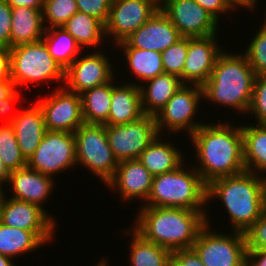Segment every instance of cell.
I'll list each match as a JSON object with an SVG mask.
<instances>
[{
    "label": "cell",
    "mask_w": 266,
    "mask_h": 266,
    "mask_svg": "<svg viewBox=\"0 0 266 266\" xmlns=\"http://www.w3.org/2000/svg\"><path fill=\"white\" fill-rule=\"evenodd\" d=\"M219 121L205 122L189 136L199 162L194 168L207 185L246 170L241 126Z\"/></svg>",
    "instance_id": "cell-1"
},
{
    "label": "cell",
    "mask_w": 266,
    "mask_h": 266,
    "mask_svg": "<svg viewBox=\"0 0 266 266\" xmlns=\"http://www.w3.org/2000/svg\"><path fill=\"white\" fill-rule=\"evenodd\" d=\"M134 229L145 240L170 251L192 248L206 223V211L140 207Z\"/></svg>",
    "instance_id": "cell-2"
},
{
    "label": "cell",
    "mask_w": 266,
    "mask_h": 266,
    "mask_svg": "<svg viewBox=\"0 0 266 266\" xmlns=\"http://www.w3.org/2000/svg\"><path fill=\"white\" fill-rule=\"evenodd\" d=\"M220 199L231 230L245 233L266 211V179L247 170L221 177L207 185V203Z\"/></svg>",
    "instance_id": "cell-3"
},
{
    "label": "cell",
    "mask_w": 266,
    "mask_h": 266,
    "mask_svg": "<svg viewBox=\"0 0 266 266\" xmlns=\"http://www.w3.org/2000/svg\"><path fill=\"white\" fill-rule=\"evenodd\" d=\"M227 52L219 55L210 78L202 86L203 99L247 115L256 74L244 53Z\"/></svg>",
    "instance_id": "cell-4"
},
{
    "label": "cell",
    "mask_w": 266,
    "mask_h": 266,
    "mask_svg": "<svg viewBox=\"0 0 266 266\" xmlns=\"http://www.w3.org/2000/svg\"><path fill=\"white\" fill-rule=\"evenodd\" d=\"M185 163L175 170L153 176L150 194L140 207H170L205 211L207 184L194 166ZM184 167V168H183Z\"/></svg>",
    "instance_id": "cell-5"
},
{
    "label": "cell",
    "mask_w": 266,
    "mask_h": 266,
    "mask_svg": "<svg viewBox=\"0 0 266 266\" xmlns=\"http://www.w3.org/2000/svg\"><path fill=\"white\" fill-rule=\"evenodd\" d=\"M11 80L15 87L59 82L64 84L65 70L49 54L43 40L20 44L10 48Z\"/></svg>",
    "instance_id": "cell-6"
},
{
    "label": "cell",
    "mask_w": 266,
    "mask_h": 266,
    "mask_svg": "<svg viewBox=\"0 0 266 266\" xmlns=\"http://www.w3.org/2000/svg\"><path fill=\"white\" fill-rule=\"evenodd\" d=\"M77 165H83L106 185L115 175L118 160L108 142L104 124L83 123L75 132Z\"/></svg>",
    "instance_id": "cell-7"
},
{
    "label": "cell",
    "mask_w": 266,
    "mask_h": 266,
    "mask_svg": "<svg viewBox=\"0 0 266 266\" xmlns=\"http://www.w3.org/2000/svg\"><path fill=\"white\" fill-rule=\"evenodd\" d=\"M210 222L207 212V224L200 231L192 247L202 263L205 266H245V234L239 231H230L232 234L213 231Z\"/></svg>",
    "instance_id": "cell-8"
},
{
    "label": "cell",
    "mask_w": 266,
    "mask_h": 266,
    "mask_svg": "<svg viewBox=\"0 0 266 266\" xmlns=\"http://www.w3.org/2000/svg\"><path fill=\"white\" fill-rule=\"evenodd\" d=\"M203 100V89L198 85L183 84L169 99L165 107L155 116V122L159 135L166 133L185 132L192 135L202 124L196 121L199 113V105ZM195 117V118H194Z\"/></svg>",
    "instance_id": "cell-9"
},
{
    "label": "cell",
    "mask_w": 266,
    "mask_h": 266,
    "mask_svg": "<svg viewBox=\"0 0 266 266\" xmlns=\"http://www.w3.org/2000/svg\"><path fill=\"white\" fill-rule=\"evenodd\" d=\"M77 166L74 133L47 130L27 167L42 174L55 176Z\"/></svg>",
    "instance_id": "cell-10"
},
{
    "label": "cell",
    "mask_w": 266,
    "mask_h": 266,
    "mask_svg": "<svg viewBox=\"0 0 266 266\" xmlns=\"http://www.w3.org/2000/svg\"><path fill=\"white\" fill-rule=\"evenodd\" d=\"M105 129L109 146L118 162L138 159L159 135L155 117L149 115L123 125H105Z\"/></svg>",
    "instance_id": "cell-11"
},
{
    "label": "cell",
    "mask_w": 266,
    "mask_h": 266,
    "mask_svg": "<svg viewBox=\"0 0 266 266\" xmlns=\"http://www.w3.org/2000/svg\"><path fill=\"white\" fill-rule=\"evenodd\" d=\"M59 86L36 103L42 110L46 130L74 133L84 123L81 95Z\"/></svg>",
    "instance_id": "cell-12"
},
{
    "label": "cell",
    "mask_w": 266,
    "mask_h": 266,
    "mask_svg": "<svg viewBox=\"0 0 266 266\" xmlns=\"http://www.w3.org/2000/svg\"><path fill=\"white\" fill-rule=\"evenodd\" d=\"M101 48L87 55L78 56L65 70L63 86L79 95L94 87L110 82L114 78L115 67ZM66 83V84H65Z\"/></svg>",
    "instance_id": "cell-13"
},
{
    "label": "cell",
    "mask_w": 266,
    "mask_h": 266,
    "mask_svg": "<svg viewBox=\"0 0 266 266\" xmlns=\"http://www.w3.org/2000/svg\"><path fill=\"white\" fill-rule=\"evenodd\" d=\"M160 9L182 37L218 34L219 21L195 0H168Z\"/></svg>",
    "instance_id": "cell-14"
},
{
    "label": "cell",
    "mask_w": 266,
    "mask_h": 266,
    "mask_svg": "<svg viewBox=\"0 0 266 266\" xmlns=\"http://www.w3.org/2000/svg\"><path fill=\"white\" fill-rule=\"evenodd\" d=\"M160 8L151 0H112L105 34L116 46L149 20Z\"/></svg>",
    "instance_id": "cell-15"
},
{
    "label": "cell",
    "mask_w": 266,
    "mask_h": 266,
    "mask_svg": "<svg viewBox=\"0 0 266 266\" xmlns=\"http://www.w3.org/2000/svg\"><path fill=\"white\" fill-rule=\"evenodd\" d=\"M217 34L207 37H188V50L180 76L183 84L203 86L210 78L219 55L224 51L219 47Z\"/></svg>",
    "instance_id": "cell-16"
},
{
    "label": "cell",
    "mask_w": 266,
    "mask_h": 266,
    "mask_svg": "<svg viewBox=\"0 0 266 266\" xmlns=\"http://www.w3.org/2000/svg\"><path fill=\"white\" fill-rule=\"evenodd\" d=\"M0 222L26 231H55L54 217L36 204L15 200L4 194L1 200Z\"/></svg>",
    "instance_id": "cell-17"
},
{
    "label": "cell",
    "mask_w": 266,
    "mask_h": 266,
    "mask_svg": "<svg viewBox=\"0 0 266 266\" xmlns=\"http://www.w3.org/2000/svg\"><path fill=\"white\" fill-rule=\"evenodd\" d=\"M153 175L138 159L118 163L114 177L105 185L119 193L120 200L130 203L133 199L146 202L152 187Z\"/></svg>",
    "instance_id": "cell-18"
},
{
    "label": "cell",
    "mask_w": 266,
    "mask_h": 266,
    "mask_svg": "<svg viewBox=\"0 0 266 266\" xmlns=\"http://www.w3.org/2000/svg\"><path fill=\"white\" fill-rule=\"evenodd\" d=\"M181 38L177 28L159 9L124 41L133 48L162 53Z\"/></svg>",
    "instance_id": "cell-19"
},
{
    "label": "cell",
    "mask_w": 266,
    "mask_h": 266,
    "mask_svg": "<svg viewBox=\"0 0 266 266\" xmlns=\"http://www.w3.org/2000/svg\"><path fill=\"white\" fill-rule=\"evenodd\" d=\"M53 179L52 176L31 170L28 167L17 169L10 172L7 185L10 186L13 194L7 197L36 204L44 209L43 204L55 189V180Z\"/></svg>",
    "instance_id": "cell-20"
},
{
    "label": "cell",
    "mask_w": 266,
    "mask_h": 266,
    "mask_svg": "<svg viewBox=\"0 0 266 266\" xmlns=\"http://www.w3.org/2000/svg\"><path fill=\"white\" fill-rule=\"evenodd\" d=\"M114 81L116 77L112 79L110 111L104 125H123L143 117L145 114L142 109L139 86L133 84L131 80L124 84L121 81V85Z\"/></svg>",
    "instance_id": "cell-21"
},
{
    "label": "cell",
    "mask_w": 266,
    "mask_h": 266,
    "mask_svg": "<svg viewBox=\"0 0 266 266\" xmlns=\"http://www.w3.org/2000/svg\"><path fill=\"white\" fill-rule=\"evenodd\" d=\"M22 155L26 160L35 152L46 130L44 116L36 103L20 111L11 122Z\"/></svg>",
    "instance_id": "cell-22"
},
{
    "label": "cell",
    "mask_w": 266,
    "mask_h": 266,
    "mask_svg": "<svg viewBox=\"0 0 266 266\" xmlns=\"http://www.w3.org/2000/svg\"><path fill=\"white\" fill-rule=\"evenodd\" d=\"M56 231H26L6 226L0 222V254L16 257L28 254L42 245L53 243Z\"/></svg>",
    "instance_id": "cell-23"
},
{
    "label": "cell",
    "mask_w": 266,
    "mask_h": 266,
    "mask_svg": "<svg viewBox=\"0 0 266 266\" xmlns=\"http://www.w3.org/2000/svg\"><path fill=\"white\" fill-rule=\"evenodd\" d=\"M145 82L139 85L142 109L145 115L154 117L183 85L180 77L168 73L157 75Z\"/></svg>",
    "instance_id": "cell-24"
},
{
    "label": "cell",
    "mask_w": 266,
    "mask_h": 266,
    "mask_svg": "<svg viewBox=\"0 0 266 266\" xmlns=\"http://www.w3.org/2000/svg\"><path fill=\"white\" fill-rule=\"evenodd\" d=\"M158 135L141 153L138 160L153 175H160L178 168L186 162L179 147ZM167 142V143H166ZM178 148V149H177Z\"/></svg>",
    "instance_id": "cell-25"
},
{
    "label": "cell",
    "mask_w": 266,
    "mask_h": 266,
    "mask_svg": "<svg viewBox=\"0 0 266 266\" xmlns=\"http://www.w3.org/2000/svg\"><path fill=\"white\" fill-rule=\"evenodd\" d=\"M10 48L42 40L45 23L40 9L20 6L12 8Z\"/></svg>",
    "instance_id": "cell-26"
},
{
    "label": "cell",
    "mask_w": 266,
    "mask_h": 266,
    "mask_svg": "<svg viewBox=\"0 0 266 266\" xmlns=\"http://www.w3.org/2000/svg\"><path fill=\"white\" fill-rule=\"evenodd\" d=\"M115 47L117 49L119 47V50L123 52L122 55L125 56L126 60L125 65L128 64L129 70L132 71L130 74L142 81L141 83L133 81V84L139 86L145 81L164 73L161 52L133 48L125 41L120 42Z\"/></svg>",
    "instance_id": "cell-27"
},
{
    "label": "cell",
    "mask_w": 266,
    "mask_h": 266,
    "mask_svg": "<svg viewBox=\"0 0 266 266\" xmlns=\"http://www.w3.org/2000/svg\"><path fill=\"white\" fill-rule=\"evenodd\" d=\"M241 130L245 169L266 177V125L244 124Z\"/></svg>",
    "instance_id": "cell-28"
},
{
    "label": "cell",
    "mask_w": 266,
    "mask_h": 266,
    "mask_svg": "<svg viewBox=\"0 0 266 266\" xmlns=\"http://www.w3.org/2000/svg\"><path fill=\"white\" fill-rule=\"evenodd\" d=\"M128 230V231H127ZM130 236V266H170L171 251L145 240L134 229H126Z\"/></svg>",
    "instance_id": "cell-29"
},
{
    "label": "cell",
    "mask_w": 266,
    "mask_h": 266,
    "mask_svg": "<svg viewBox=\"0 0 266 266\" xmlns=\"http://www.w3.org/2000/svg\"><path fill=\"white\" fill-rule=\"evenodd\" d=\"M62 27L74 37L81 49L97 48L103 44V41L108 40L105 25L100 20L80 11H77Z\"/></svg>",
    "instance_id": "cell-30"
},
{
    "label": "cell",
    "mask_w": 266,
    "mask_h": 266,
    "mask_svg": "<svg viewBox=\"0 0 266 266\" xmlns=\"http://www.w3.org/2000/svg\"><path fill=\"white\" fill-rule=\"evenodd\" d=\"M42 40L48 48L49 54L61 67L66 70L82 53L83 49L74 37L63 27H52L45 30Z\"/></svg>",
    "instance_id": "cell-31"
},
{
    "label": "cell",
    "mask_w": 266,
    "mask_h": 266,
    "mask_svg": "<svg viewBox=\"0 0 266 266\" xmlns=\"http://www.w3.org/2000/svg\"><path fill=\"white\" fill-rule=\"evenodd\" d=\"M112 96V80L81 94L84 123L105 124L108 120Z\"/></svg>",
    "instance_id": "cell-32"
},
{
    "label": "cell",
    "mask_w": 266,
    "mask_h": 266,
    "mask_svg": "<svg viewBox=\"0 0 266 266\" xmlns=\"http://www.w3.org/2000/svg\"><path fill=\"white\" fill-rule=\"evenodd\" d=\"M0 157L9 172L27 167L11 124L0 125Z\"/></svg>",
    "instance_id": "cell-33"
},
{
    "label": "cell",
    "mask_w": 266,
    "mask_h": 266,
    "mask_svg": "<svg viewBox=\"0 0 266 266\" xmlns=\"http://www.w3.org/2000/svg\"><path fill=\"white\" fill-rule=\"evenodd\" d=\"M77 11L76 0H44L45 28L62 27Z\"/></svg>",
    "instance_id": "cell-34"
},
{
    "label": "cell",
    "mask_w": 266,
    "mask_h": 266,
    "mask_svg": "<svg viewBox=\"0 0 266 266\" xmlns=\"http://www.w3.org/2000/svg\"><path fill=\"white\" fill-rule=\"evenodd\" d=\"M264 19L260 29L250 38V44L243 52L256 76L266 75V16Z\"/></svg>",
    "instance_id": "cell-35"
},
{
    "label": "cell",
    "mask_w": 266,
    "mask_h": 266,
    "mask_svg": "<svg viewBox=\"0 0 266 266\" xmlns=\"http://www.w3.org/2000/svg\"><path fill=\"white\" fill-rule=\"evenodd\" d=\"M188 50V37H182L168 47L162 54L164 73L180 77L183 74Z\"/></svg>",
    "instance_id": "cell-36"
},
{
    "label": "cell",
    "mask_w": 266,
    "mask_h": 266,
    "mask_svg": "<svg viewBox=\"0 0 266 266\" xmlns=\"http://www.w3.org/2000/svg\"><path fill=\"white\" fill-rule=\"evenodd\" d=\"M253 114L256 124L266 125V75L255 77L252 100L247 114Z\"/></svg>",
    "instance_id": "cell-37"
},
{
    "label": "cell",
    "mask_w": 266,
    "mask_h": 266,
    "mask_svg": "<svg viewBox=\"0 0 266 266\" xmlns=\"http://www.w3.org/2000/svg\"><path fill=\"white\" fill-rule=\"evenodd\" d=\"M244 234L247 250L259 249L266 253V211Z\"/></svg>",
    "instance_id": "cell-38"
},
{
    "label": "cell",
    "mask_w": 266,
    "mask_h": 266,
    "mask_svg": "<svg viewBox=\"0 0 266 266\" xmlns=\"http://www.w3.org/2000/svg\"><path fill=\"white\" fill-rule=\"evenodd\" d=\"M112 0H76L78 11L100 20L106 25Z\"/></svg>",
    "instance_id": "cell-39"
},
{
    "label": "cell",
    "mask_w": 266,
    "mask_h": 266,
    "mask_svg": "<svg viewBox=\"0 0 266 266\" xmlns=\"http://www.w3.org/2000/svg\"><path fill=\"white\" fill-rule=\"evenodd\" d=\"M11 19L12 7L5 0H0V46L10 48Z\"/></svg>",
    "instance_id": "cell-40"
},
{
    "label": "cell",
    "mask_w": 266,
    "mask_h": 266,
    "mask_svg": "<svg viewBox=\"0 0 266 266\" xmlns=\"http://www.w3.org/2000/svg\"><path fill=\"white\" fill-rule=\"evenodd\" d=\"M170 266H205L193 248L171 251Z\"/></svg>",
    "instance_id": "cell-41"
},
{
    "label": "cell",
    "mask_w": 266,
    "mask_h": 266,
    "mask_svg": "<svg viewBox=\"0 0 266 266\" xmlns=\"http://www.w3.org/2000/svg\"><path fill=\"white\" fill-rule=\"evenodd\" d=\"M21 93L19 90L16 88L8 97L2 99L0 101V115L1 117L3 116L4 122H1V124H11L13 119H15L19 113V110L15 112V114H11L9 111L11 108H13L11 105L14 104L15 102L19 101L18 99L21 98ZM7 113H10L7 115ZM5 116V117H4Z\"/></svg>",
    "instance_id": "cell-42"
},
{
    "label": "cell",
    "mask_w": 266,
    "mask_h": 266,
    "mask_svg": "<svg viewBox=\"0 0 266 266\" xmlns=\"http://www.w3.org/2000/svg\"><path fill=\"white\" fill-rule=\"evenodd\" d=\"M200 6L211 13L218 21L219 17L223 14L231 12L227 0H195Z\"/></svg>",
    "instance_id": "cell-43"
},
{
    "label": "cell",
    "mask_w": 266,
    "mask_h": 266,
    "mask_svg": "<svg viewBox=\"0 0 266 266\" xmlns=\"http://www.w3.org/2000/svg\"><path fill=\"white\" fill-rule=\"evenodd\" d=\"M0 80H11L10 48L0 46Z\"/></svg>",
    "instance_id": "cell-44"
},
{
    "label": "cell",
    "mask_w": 266,
    "mask_h": 266,
    "mask_svg": "<svg viewBox=\"0 0 266 266\" xmlns=\"http://www.w3.org/2000/svg\"><path fill=\"white\" fill-rule=\"evenodd\" d=\"M245 266H266V253L259 249L247 250Z\"/></svg>",
    "instance_id": "cell-45"
},
{
    "label": "cell",
    "mask_w": 266,
    "mask_h": 266,
    "mask_svg": "<svg viewBox=\"0 0 266 266\" xmlns=\"http://www.w3.org/2000/svg\"><path fill=\"white\" fill-rule=\"evenodd\" d=\"M12 8L14 7H30L35 9H40L43 11L44 0H5Z\"/></svg>",
    "instance_id": "cell-46"
},
{
    "label": "cell",
    "mask_w": 266,
    "mask_h": 266,
    "mask_svg": "<svg viewBox=\"0 0 266 266\" xmlns=\"http://www.w3.org/2000/svg\"><path fill=\"white\" fill-rule=\"evenodd\" d=\"M258 0H227L229 6L231 7L232 11H234V9H237V7L239 8V6L241 8H246V10H250V12L253 10H255V6H257L256 3ZM236 7V8H235Z\"/></svg>",
    "instance_id": "cell-47"
},
{
    "label": "cell",
    "mask_w": 266,
    "mask_h": 266,
    "mask_svg": "<svg viewBox=\"0 0 266 266\" xmlns=\"http://www.w3.org/2000/svg\"><path fill=\"white\" fill-rule=\"evenodd\" d=\"M15 89L12 80H0V101L8 97Z\"/></svg>",
    "instance_id": "cell-48"
},
{
    "label": "cell",
    "mask_w": 266,
    "mask_h": 266,
    "mask_svg": "<svg viewBox=\"0 0 266 266\" xmlns=\"http://www.w3.org/2000/svg\"><path fill=\"white\" fill-rule=\"evenodd\" d=\"M9 176H10V172L4 166L3 161L1 160V157H0V184L2 186L4 185V187L6 185V188H7Z\"/></svg>",
    "instance_id": "cell-49"
},
{
    "label": "cell",
    "mask_w": 266,
    "mask_h": 266,
    "mask_svg": "<svg viewBox=\"0 0 266 266\" xmlns=\"http://www.w3.org/2000/svg\"><path fill=\"white\" fill-rule=\"evenodd\" d=\"M0 266H15L13 259L0 254Z\"/></svg>",
    "instance_id": "cell-50"
},
{
    "label": "cell",
    "mask_w": 266,
    "mask_h": 266,
    "mask_svg": "<svg viewBox=\"0 0 266 266\" xmlns=\"http://www.w3.org/2000/svg\"><path fill=\"white\" fill-rule=\"evenodd\" d=\"M154 2L159 8H161L168 0H151Z\"/></svg>",
    "instance_id": "cell-51"
},
{
    "label": "cell",
    "mask_w": 266,
    "mask_h": 266,
    "mask_svg": "<svg viewBox=\"0 0 266 266\" xmlns=\"http://www.w3.org/2000/svg\"><path fill=\"white\" fill-rule=\"evenodd\" d=\"M109 263L108 261L106 260V258H101V260L98 262V264H96V266H108Z\"/></svg>",
    "instance_id": "cell-52"
},
{
    "label": "cell",
    "mask_w": 266,
    "mask_h": 266,
    "mask_svg": "<svg viewBox=\"0 0 266 266\" xmlns=\"http://www.w3.org/2000/svg\"><path fill=\"white\" fill-rule=\"evenodd\" d=\"M5 191H7V190H4L2 185L0 184V202H1V200H2V198L4 196V194H5Z\"/></svg>",
    "instance_id": "cell-53"
}]
</instances>
